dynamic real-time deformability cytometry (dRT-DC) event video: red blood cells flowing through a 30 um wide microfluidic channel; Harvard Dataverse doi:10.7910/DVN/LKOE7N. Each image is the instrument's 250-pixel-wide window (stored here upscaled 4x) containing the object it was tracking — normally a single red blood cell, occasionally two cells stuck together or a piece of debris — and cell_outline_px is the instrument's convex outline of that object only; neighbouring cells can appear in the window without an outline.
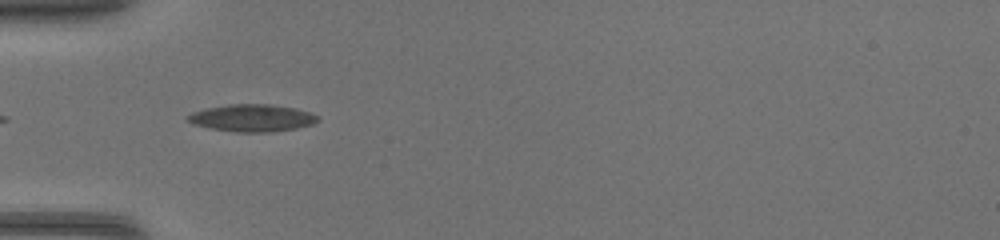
{"species": "common noctule bat (a hibernating species)", "species_latin": "Nyctalus noctula", "temperature_condition": "warm", "stored_images_in_passage": 28, "camera_frame_rate_fps": 3000, "um_per_image_px": 0.085, "animal": {"sex": "female", "body_mass_g": 17.0, "forearm_length_mm": 48.0}, "frame": {"image": 1, "passage_image": 2, "time_ms": 0.333, "image_size_px": [1000, 240], "cell_outline_px": [[320, 120], [312, 124], [296, 128], [268, 132], [236, 132], [212, 128], [192, 124], [184, 120], [184, 116], [192, 112], [204, 108], [228, 104], [268, 104], [296, 108], [320, 116]], "centroid_in_image_um": [21.38, 10.02], "position_along_channel_um": 63.6, "area_um2": 20.81}}
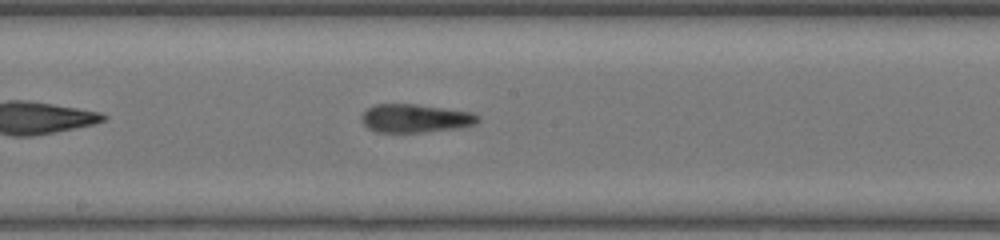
{"frame": {"image": 2, "passage_image": 12, "time_ms": 3.667, "image_size_px": [1000, 240], "cell_outline_px": [[480, 120], [476, 124], [460, 128], [424, 132], [376, 132], [368, 128], [360, 120], [360, 116], [372, 104], [416, 104], [472, 112], [480, 116]], "centroid_in_image_um": [35.3, 10.06], "position_along_channel_um": 212.9, "area_um2": 19.48}}
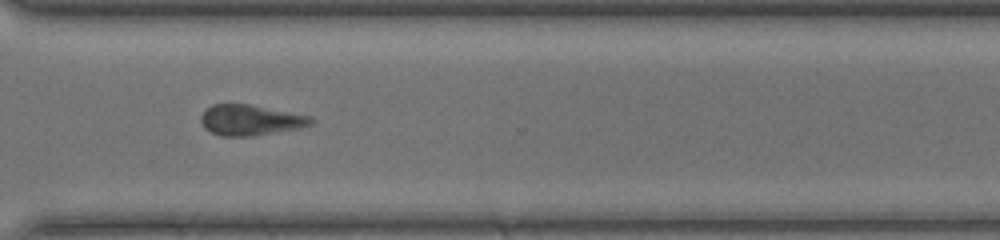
{"frame": {"image": 3, "passage_image": 21, "time_ms": 6.667, "image_size_px": [1000, 240], "cell_outline_px": [[316, 120], [312, 124], [300, 128], [252, 136], [220, 136], [204, 128], [200, 120], [200, 116], [212, 104], [248, 104], [312, 116]], "centroid_in_image_um": [21.31, 10.21], "position_along_channel_um": 349.3, "area_um2": 19.65}}